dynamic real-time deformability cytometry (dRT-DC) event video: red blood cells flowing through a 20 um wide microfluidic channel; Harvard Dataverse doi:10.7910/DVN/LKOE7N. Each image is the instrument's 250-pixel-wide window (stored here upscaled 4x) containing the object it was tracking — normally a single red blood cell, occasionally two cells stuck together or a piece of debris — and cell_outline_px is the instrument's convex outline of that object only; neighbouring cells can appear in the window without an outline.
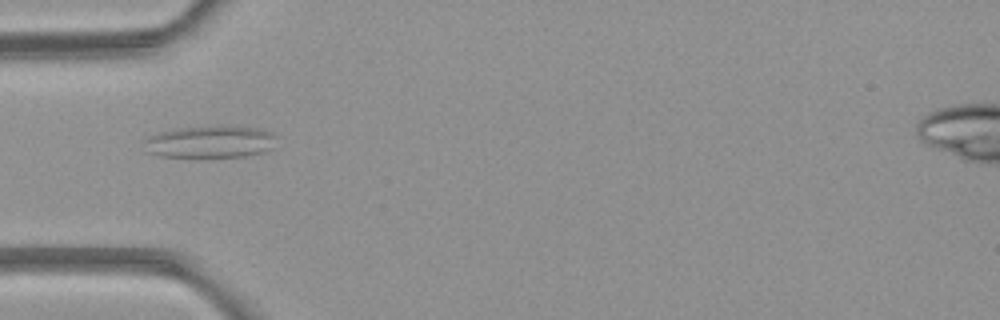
{"species": "common noctule bat (a hibernating species)", "species_latin": "Nyctalus noctula", "temperature_condition": "room temperature", "stored_images_in_passage": 7, "camera_frame_rate_fps": 3000, "um_per_image_px": 0.085, "animal": {"sex": "female", "body_mass_g": 21.9}, "frame": {"image": 1, "passage_image": 5, "time_ms": 5.0, "image_size_px": [1000, 320], "cell_outline_px": [[276, 136], [272, 148], [260, 152], [244, 156], [160, 156], [144, 152], [144, 140], [148, 136], [160, 132], [176, 128], [256, 128], [272, 132]], "centroid_in_image_um": [17.79, 12.08], "position_along_channel_um": 67.2, "area_um2": 23.87}}
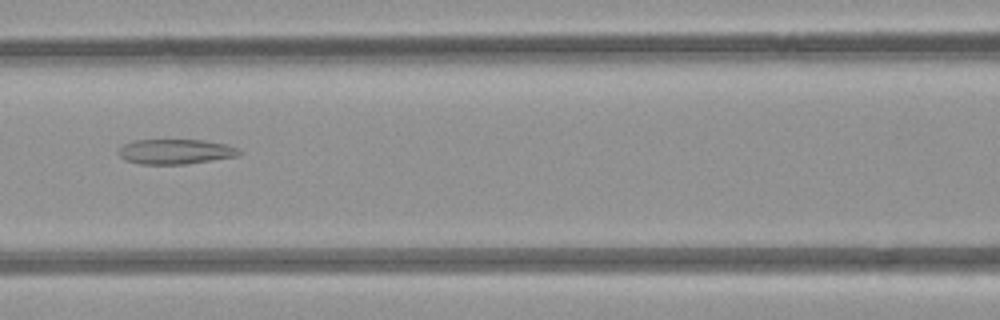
{"frame": {"image": 2, "passage_image": 7, "time_ms": 7.0, "image_size_px": [1000, 320], "cell_outline_px": [[244, 152], [236, 156], [188, 164], [140, 164], [124, 160], [120, 156], [120, 148], [124, 144], [132, 140], [200, 140], [224, 144], [236, 148]], "centroid_in_image_um": [14.89, 12.89], "position_along_channel_um": 151.7, "area_um2": 17.4}}